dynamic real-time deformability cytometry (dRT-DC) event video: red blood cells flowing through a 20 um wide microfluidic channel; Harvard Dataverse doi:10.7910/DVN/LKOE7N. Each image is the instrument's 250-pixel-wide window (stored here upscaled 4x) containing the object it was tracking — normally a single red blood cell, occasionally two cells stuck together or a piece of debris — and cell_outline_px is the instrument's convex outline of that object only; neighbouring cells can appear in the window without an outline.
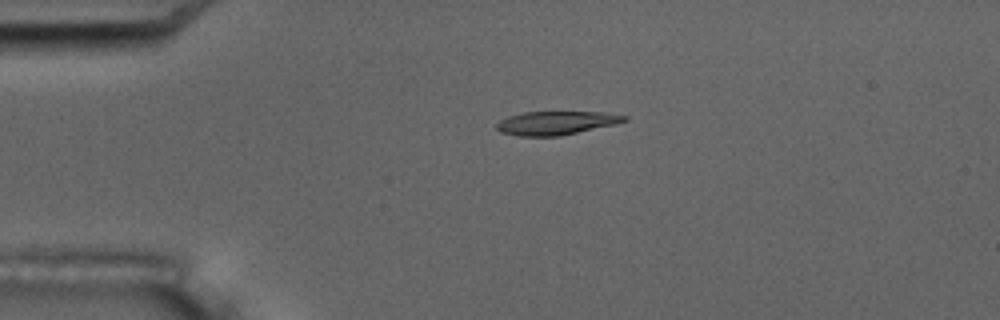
{"species": "common noctule bat (a hibernating species)", "species_latin": "Nyctalus noctula", "temperature_condition": "room temperature", "stored_images_in_passage": 6, "camera_frame_rate_fps": 3000, "um_per_image_px": 0.085, "animal": {"sex": "male", "body_mass_g": 17.5, "forearm_length_mm": 52.3}, "frame": {"image": 1, "passage_image": 4, "time_ms": 3.333, "image_size_px": [1000, 320], "cell_outline_px": [[628, 120], [616, 124], [560, 136], [520, 136], [500, 132], [496, 128], [496, 124], [500, 120], [508, 116], [524, 112], [608, 112], [628, 116]], "centroid_in_image_um": [47.29, 10.45], "position_along_channel_um": 37.7, "area_um2": 17.63}}